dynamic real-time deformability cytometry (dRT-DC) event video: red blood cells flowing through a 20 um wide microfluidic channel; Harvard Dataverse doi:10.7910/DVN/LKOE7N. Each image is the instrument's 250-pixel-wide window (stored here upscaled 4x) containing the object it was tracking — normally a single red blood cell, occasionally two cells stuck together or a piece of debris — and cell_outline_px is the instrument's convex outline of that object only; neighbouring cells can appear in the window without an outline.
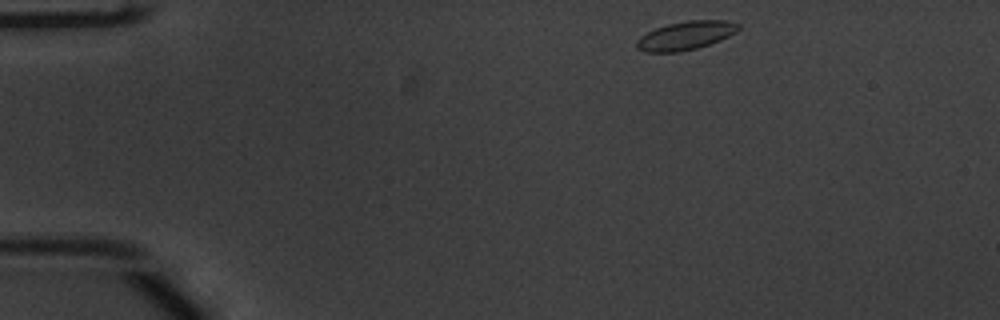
{"species": "common noctule bat (a hibernating species)", "species_latin": "Nyctalus noctula", "temperature_condition": "warm", "stored_images_in_passage": 45, "camera_frame_rate_fps": 3000, "um_per_image_px": 0.085, "animal": {"sex": "male", "body_mass_g": 20.1, "forearm_length_mm": 53.5}, "frame": {"image": 1, "passage_image": 1, "time_ms": 0.0, "image_size_px": [1000, 320], "cell_outline_px": [[740, 28], [736, 32], [720, 40], [696, 48], [680, 52], [644, 52], [636, 48], [636, 40], [640, 36], [656, 28], [668, 24], [688, 20], [724, 20], [740, 24]], "centroid_in_image_um": [58.26, 3.02], "position_along_channel_um": 26.7, "area_um2": 16.88}}
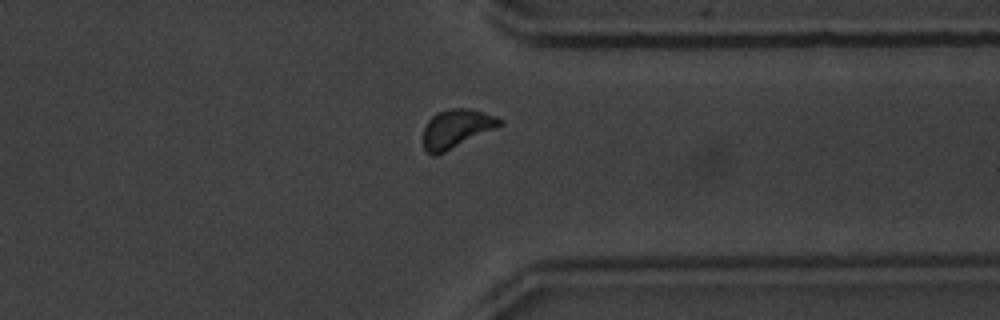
{"frame": {"image": 2, "passage_image": 34, "time_ms": 11.0, "image_size_px": [1000, 320], "cell_outline_px": [[504, 124], [496, 128], [436, 156], [432, 156], [424, 148], [424, 128], [428, 120], [432, 116], [448, 108], [472, 108], [496, 116], [504, 120]], "centroid_in_image_um": [38.83, 10.92], "position_along_channel_um": 372.6, "area_um2": 17.22}}
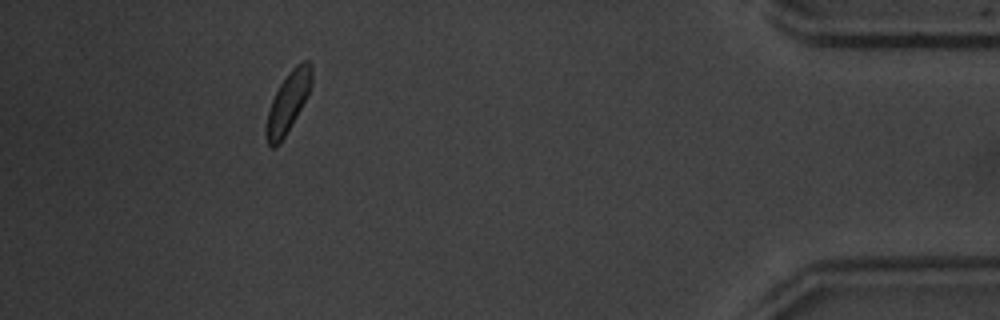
{"frame": {"image": 3, "passage_image": 41, "time_ms": 13.333, "image_size_px": [1000, 320], "cell_outline_px": [[312, 84], [308, 96], [280, 144], [276, 148], [272, 148], [268, 144], [264, 136], [264, 128], [268, 112], [272, 100], [280, 84], [292, 68], [296, 64], [304, 60], [308, 60], [312, 64]], "centroid_in_image_um": [24.47, 8.72], "position_along_channel_um": 410.7, "area_um2": 16.18}, "authors_computed_cell_mechanics": {"area_um2": 16.3574, "velocity_mm_per_s": 3.816, "shape_relaxation_time_tau1_ms": 1.5385, "shape_relaxation_time_tau2_ms": 0.6952, "deformation_change_tau1": 0.0678, "deformation_change_tau2": 0.0565}}